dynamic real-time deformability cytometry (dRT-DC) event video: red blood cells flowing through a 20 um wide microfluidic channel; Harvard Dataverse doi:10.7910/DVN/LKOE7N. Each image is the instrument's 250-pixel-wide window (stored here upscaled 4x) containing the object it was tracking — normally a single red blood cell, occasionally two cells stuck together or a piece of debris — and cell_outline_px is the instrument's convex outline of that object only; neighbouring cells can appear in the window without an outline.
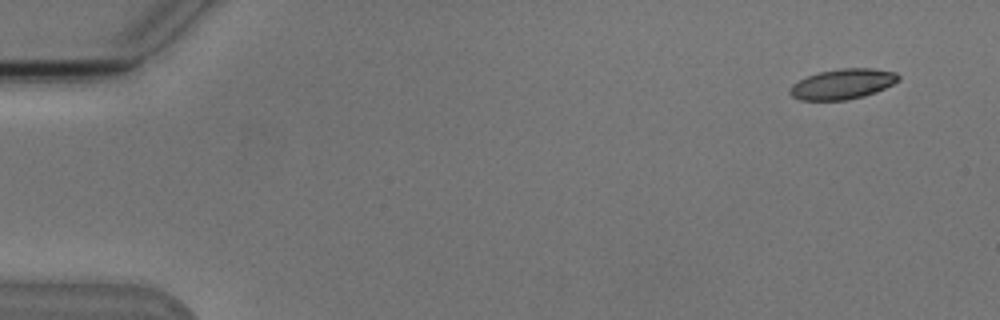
{"species": "Egyptian fruit bat (a non-hibernating species)", "species_latin": "Rousettus aegyptiacus", "temperature_condition": "cold", "stored_images_in_passage": 5, "camera_frame_rate_fps": 3000, "um_per_image_px": 0.085, "animal": {"sex": "male"}, "frame": {"image": 1, "passage_image": 2, "time_ms": 1.0, "image_size_px": [1000, 320], "cell_outline_px": [[900, 80], [876, 92], [864, 96], [844, 100], [800, 100], [792, 96], [788, 92], [792, 84], [808, 76], [820, 72], [840, 68], [872, 68], [896, 72], [900, 76]], "centroid_in_image_um": [71.63, 7.14], "position_along_channel_um": 13.4, "area_um2": 19.07}}